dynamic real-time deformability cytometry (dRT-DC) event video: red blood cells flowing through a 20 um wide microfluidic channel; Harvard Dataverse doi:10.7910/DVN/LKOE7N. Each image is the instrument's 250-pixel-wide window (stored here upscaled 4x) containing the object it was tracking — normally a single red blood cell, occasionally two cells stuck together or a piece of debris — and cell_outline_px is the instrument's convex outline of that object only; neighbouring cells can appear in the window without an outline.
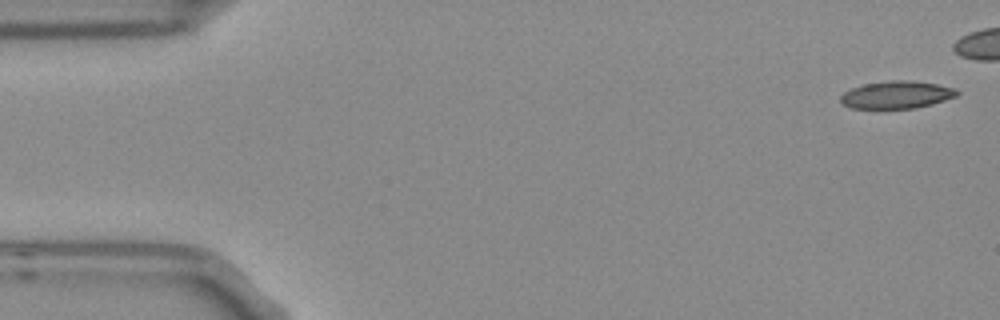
{"species": "Egyptian fruit bat (a non-hibernating species)", "species_latin": "Rousettus aegyptiacus", "temperature_condition": "room temperature", "stored_images_in_passage": 6, "camera_frame_rate_fps": 3000, "um_per_image_px": 0.085, "frame": {"image": 1, "passage_image": 1, "time_ms": 0.0, "image_size_px": [1000, 320], "cell_outline_px": [[960, 92], [956, 96], [932, 104], [916, 108], [880, 112], [852, 108], [840, 104], [840, 96], [844, 92], [852, 88], [864, 84], [888, 80], [912, 80], [936, 84], [956, 88]], "centroid_in_image_um": [76.15, 8.11], "position_along_channel_um": 8.9, "area_um2": 19.65}}
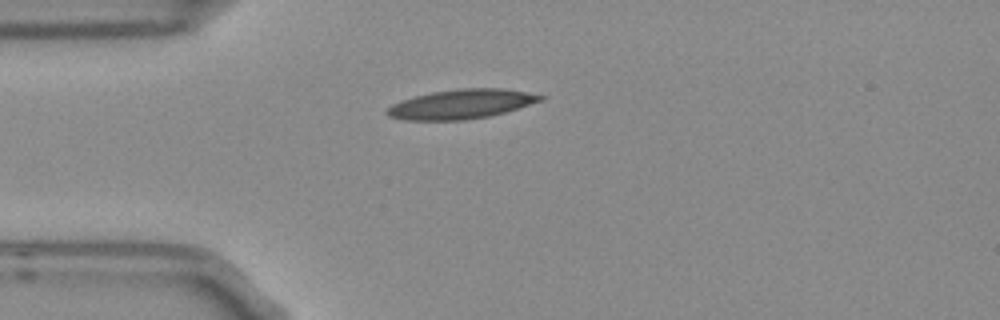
{"frame": {"image": 2, "passage_image": 5, "time_ms": 1.333, "image_size_px": [1000, 320], "cell_outline_px": [[548, 96], [544, 100], [504, 112], [488, 116], [464, 120], [404, 120], [388, 116], [384, 112], [392, 104], [400, 100], [412, 96], [432, 92], [460, 88], [504, 88]], "centroid_in_image_um": [39.19, 8.84], "position_along_channel_um": 45.8, "area_um2": 26.41}}